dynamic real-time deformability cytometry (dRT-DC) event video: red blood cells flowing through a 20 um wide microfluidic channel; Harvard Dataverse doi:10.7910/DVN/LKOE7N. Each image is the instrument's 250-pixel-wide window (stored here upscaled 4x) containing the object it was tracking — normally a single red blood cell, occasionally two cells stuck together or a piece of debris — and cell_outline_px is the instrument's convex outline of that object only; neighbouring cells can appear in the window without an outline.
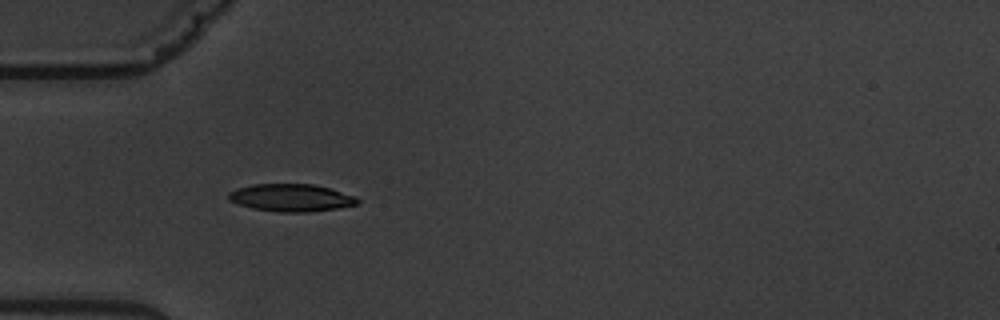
{"species": "common noctule bat (a hibernating species)", "species_latin": "Nyctalus noctula", "temperature_condition": "warm", "stored_images_in_passage": 4, "camera_frame_rate_fps": 3000, "um_per_image_px": 0.085, "animal": {"sex": "male", "body_mass_g": 19.5, "forearm_length_mm": 54.6}, "frame": {"image": 1, "passage_image": 4, "time_ms": 4.333, "image_size_px": [1000, 320], "cell_outline_px": [[360, 200], [356, 204], [336, 208], [308, 212], [280, 212], [252, 208], [228, 200], [228, 192], [236, 188], [252, 184], [312, 184], [328, 188], [356, 196]], "centroid_in_image_um": [24.71, 16.8], "position_along_channel_um": 60.3, "area_um2": 20.52}}